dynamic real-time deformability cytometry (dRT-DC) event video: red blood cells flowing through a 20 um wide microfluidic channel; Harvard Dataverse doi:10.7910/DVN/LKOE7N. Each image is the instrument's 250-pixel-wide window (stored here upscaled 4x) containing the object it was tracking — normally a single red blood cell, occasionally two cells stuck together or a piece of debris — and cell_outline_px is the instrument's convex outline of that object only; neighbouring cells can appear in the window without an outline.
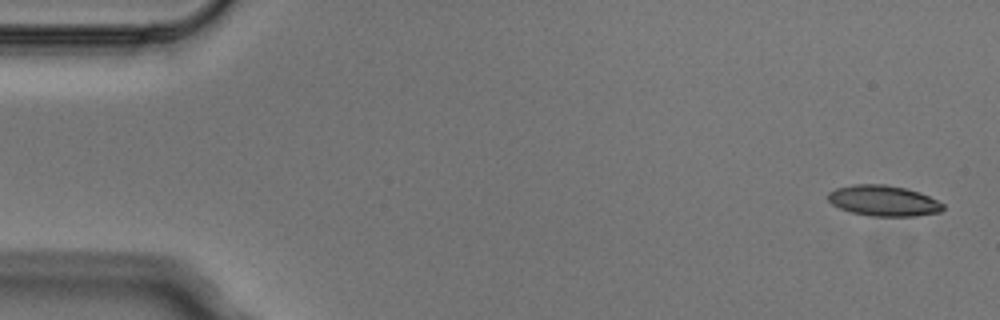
{"species": "Egyptian fruit bat (a non-hibernating species)", "species_latin": "Rousettus aegyptiacus", "temperature_condition": "cold", "stored_images_in_passage": 4, "camera_frame_rate_fps": 3000, "um_per_image_px": 0.085, "animal": {"sex": "male"}, "frame": {"image": 1, "passage_image": 1, "time_ms": 0.0, "image_size_px": [1000, 320], "cell_outline_px": [[944, 208], [940, 212], [916, 216], [872, 216], [852, 212], [840, 208], [832, 204], [828, 200], [828, 192], [836, 188], [852, 184], [884, 184], [904, 188], [920, 192], [944, 204]], "centroid_in_image_um": [75.09, 17.06], "position_along_channel_um": 9.9, "area_um2": 20.52}}
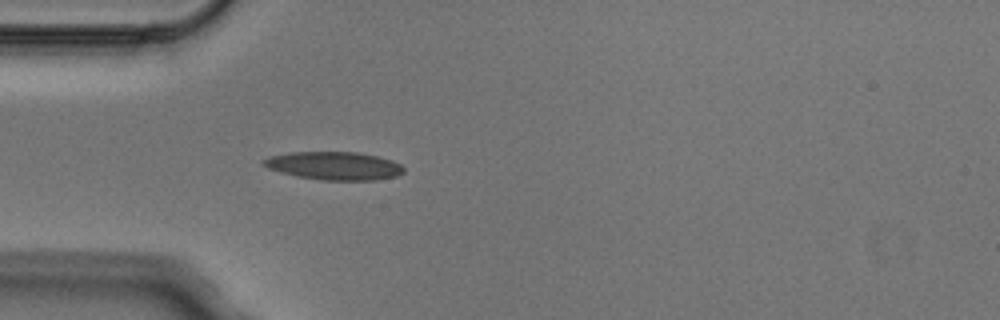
{"frame": {"image": 2, "passage_image": 4, "time_ms": 1.0, "image_size_px": [1000, 320], "cell_outline_px": [[404, 172], [396, 176], [376, 180], [320, 180], [296, 176], [280, 172], [268, 168], [260, 164], [260, 160], [268, 156], [292, 152], [356, 152], [376, 156], [392, 160], [400, 164], [404, 168]], "centroid_in_image_um": [28.35, 14.09], "position_along_channel_um": 56.6, "area_um2": 23.12}}